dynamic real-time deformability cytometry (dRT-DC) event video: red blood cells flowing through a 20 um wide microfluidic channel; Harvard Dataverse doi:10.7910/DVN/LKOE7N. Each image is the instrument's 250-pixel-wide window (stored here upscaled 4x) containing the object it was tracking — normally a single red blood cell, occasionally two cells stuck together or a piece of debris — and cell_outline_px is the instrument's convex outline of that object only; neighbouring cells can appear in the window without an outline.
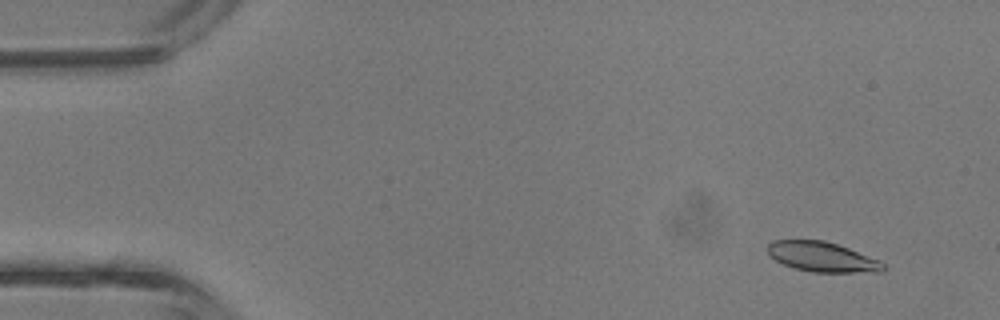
{"species": "common noctule bat (a hibernating species)", "species_latin": "Nyctalus noctula", "temperature_condition": "room temperature", "stored_images_in_passage": 43, "camera_frame_rate_fps": 3000, "um_per_image_px": 0.085, "animal": {"sex": "male", "body_mass_g": 13.3}, "frame": {"image": 1, "passage_image": 4, "time_ms": 1.0, "image_size_px": [1000, 320], "cell_outline_px": [[888, 268], [884, 272], [812, 272], [796, 268], [784, 264], [776, 260], [768, 252], [768, 244], [772, 240], [824, 240], [848, 248], [880, 260]], "centroid_in_image_um": [69.94, 21.84], "position_along_channel_um": 15.1, "area_um2": 20.06}}
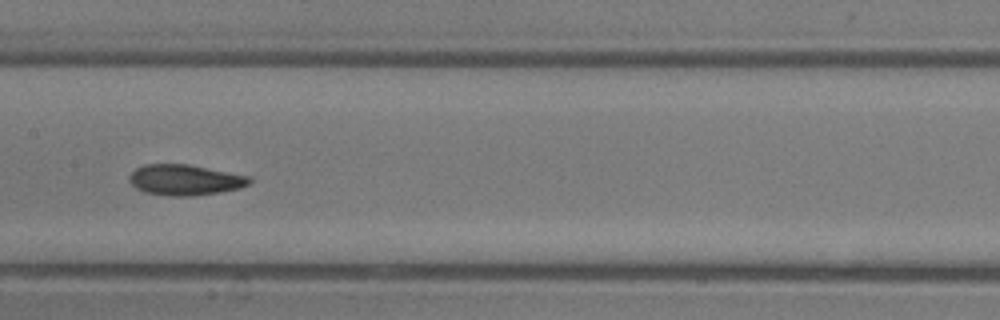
{"frame": {"image": 2, "passage_image": 22, "time_ms": 7.0, "image_size_px": [1000, 320], "cell_outline_px": [[252, 180], [248, 184], [240, 188], [220, 192], [192, 196], [172, 196], [144, 192], [136, 188], [128, 180], [128, 176], [136, 168], [144, 164], [188, 164], [252, 176]], "centroid_in_image_um": [15.73, 15.28], "position_along_channel_um": 191.7, "area_um2": 21.62}}
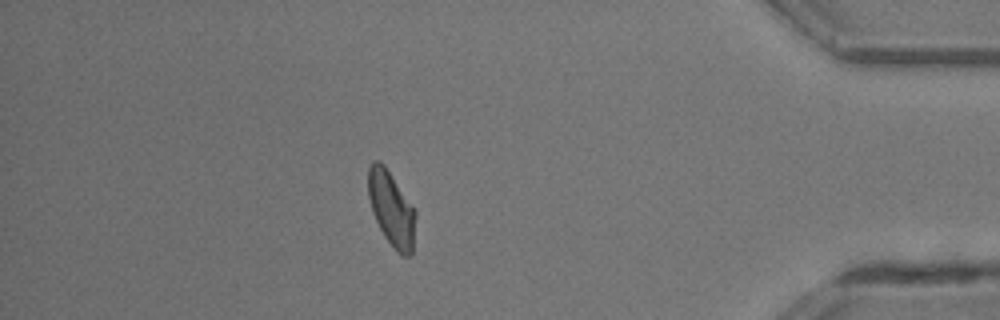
{"frame": {"image": 3, "passage_image": 38, "time_ms": 12.333, "image_size_px": [1000, 320], "cell_outline_px": [[416, 216], [412, 252], [408, 256], [404, 256], [396, 252], [384, 236], [372, 212], [368, 196], [368, 168], [372, 160], [380, 160], [384, 164], [416, 208]], "centroid_in_image_um": [33.28, 17.71], "position_along_channel_um": 401.9, "area_um2": 20.98}, "authors_computed_cell_mechanics": {"area_um2": 20.9814, "velocity_mm_per_s": 4.7884, "shape_relaxation_time_tau1_ms": 4.8647, "shape_relaxation_time_tau2_ms": 3.1096, "deformation_change_tau1": 0.1474, "deformation_change_tau2": 0.0808}}